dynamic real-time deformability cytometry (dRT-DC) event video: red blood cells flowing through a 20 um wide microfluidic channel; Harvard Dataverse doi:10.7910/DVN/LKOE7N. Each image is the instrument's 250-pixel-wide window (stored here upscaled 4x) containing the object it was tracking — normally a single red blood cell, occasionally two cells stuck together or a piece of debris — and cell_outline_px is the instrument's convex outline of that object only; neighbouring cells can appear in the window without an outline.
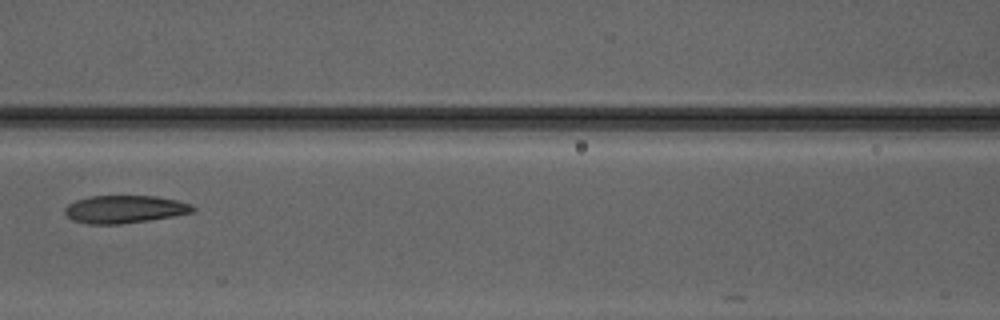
{"species": "Egyptian fruit bat (a non-hibernating species)", "species_latin": "Rousettus aegyptiacus", "temperature_condition": "warm", "stored_images_in_passage": 8, "camera_frame_rate_fps": 3000, "um_per_image_px": 0.085, "animal": {"sex": "male"}, "frame": {"image": 1, "passage_image": 7, "time_ms": 7.667, "image_size_px": [1000, 320], "cell_outline_px": [[196, 212], [148, 220], [120, 224], [88, 224], [72, 220], [64, 212], [64, 208], [68, 204], [76, 200], [88, 196], [156, 196], [176, 200], [192, 204], [196, 208]], "centroid_in_image_um": [10.6, 17.78], "position_along_channel_um": 156.0, "area_um2": 20.75}}